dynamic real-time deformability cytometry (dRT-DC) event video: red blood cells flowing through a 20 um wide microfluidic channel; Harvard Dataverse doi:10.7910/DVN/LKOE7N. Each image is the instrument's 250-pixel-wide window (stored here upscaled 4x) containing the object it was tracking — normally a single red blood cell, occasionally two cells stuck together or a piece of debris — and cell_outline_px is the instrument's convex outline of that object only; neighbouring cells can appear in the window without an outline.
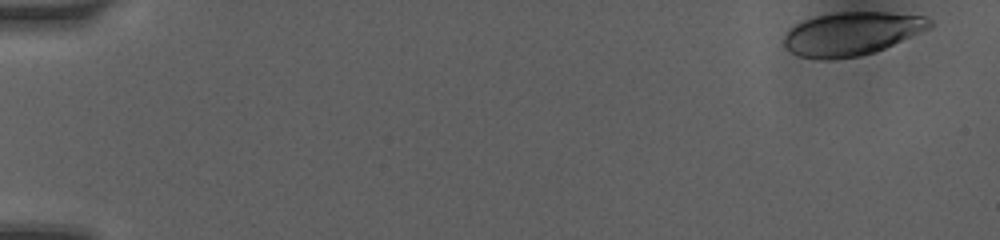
{"species": "human", "species_latin": "Homo sapiens", "temperature_condition": "room temperature", "stored_images_in_passage": 39, "camera_frame_rate_fps": 3000, "um_per_image_px": 0.085, "donor": {"sex": "female"}, "frame": {"image": 1, "passage_image": 1, "time_ms": 0.0, "image_size_px": [1000, 240], "cell_outline_px": [[932, 28], [884, 48], [860, 56], [828, 60], [824, 60], [800, 56], [792, 52], [784, 44], [784, 36], [796, 24], [804, 20], [816, 16], [836, 12], [888, 12], [924, 16], [932, 20]], "centroid_in_image_um": [72.43, 2.86], "position_along_channel_um": 12.6, "area_um2": 36.65}}
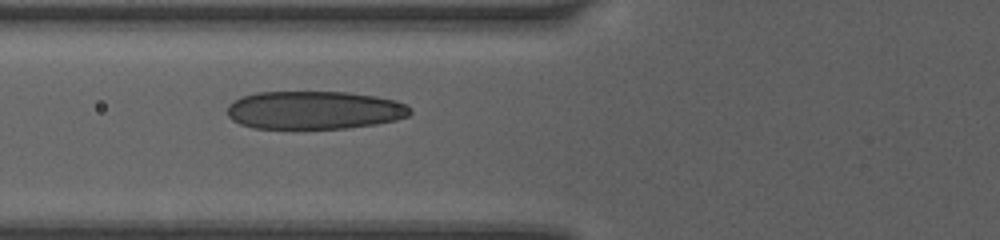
{"frame": {"image": 2, "passage_image": 22, "time_ms": 6.0, "image_size_px": [1000, 240], "cell_outline_px": [[412, 112], [408, 116], [396, 120], [376, 124], [348, 128], [252, 128], [240, 124], [232, 120], [228, 116], [228, 104], [232, 100], [256, 92], [348, 92], [376, 96], [396, 100], [412, 108]], "centroid_in_image_um": [26.72, 9.36], "position_along_channel_um": 99.1, "area_um2": 40.86}}
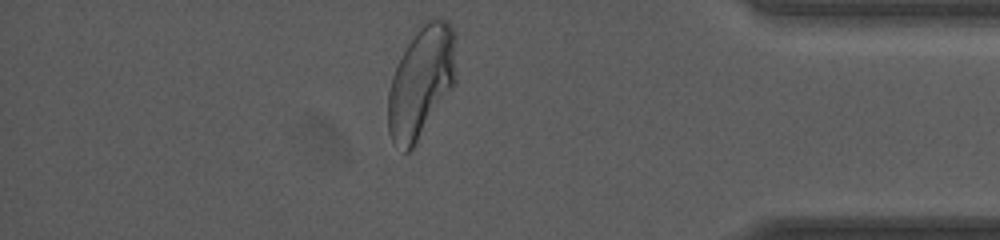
{"frame": {"image": 3, "passage_image": 39, "time_ms": 14.0, "image_size_px": [1000, 240], "cell_outline_px": [[456, 84], [412, 148], [408, 152], [404, 152], [392, 140], [388, 132], [388, 92], [392, 76], [408, 44], [420, 24], [424, 20], [436, 16], [444, 20], [452, 28], [456, 40]], "centroid_in_image_um": [35.83, 6.94], "position_along_channel_um": 399.4, "area_um2": 44.27}, "authors_computed_cell_mechanics": {"area_um2": 39.6508, "velocity_mm_per_s": 4.0914, "shape_relaxation_time_tau1_ms": 3.0285, "shape_relaxation_time_tau2_ms": 0.7429, "deformation_change_tau1": 0.1508, "deformation_change_tau2": 0.0722}}